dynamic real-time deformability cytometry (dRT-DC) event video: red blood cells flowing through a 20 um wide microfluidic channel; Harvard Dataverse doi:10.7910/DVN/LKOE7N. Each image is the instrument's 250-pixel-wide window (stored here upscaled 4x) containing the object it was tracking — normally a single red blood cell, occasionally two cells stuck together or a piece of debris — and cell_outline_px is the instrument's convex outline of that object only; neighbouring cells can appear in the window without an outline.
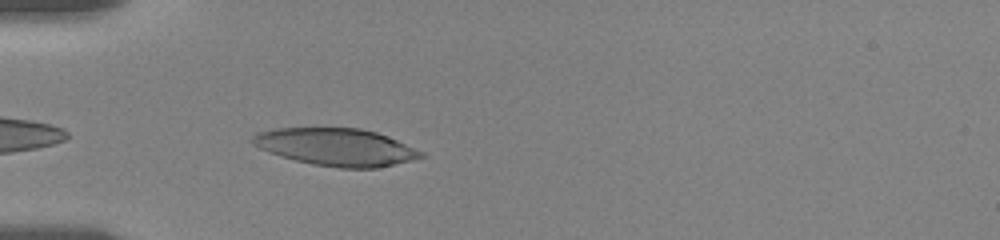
{"species": "human", "species_latin": "Homo sapiens", "temperature_condition": "room temperature", "stored_images_in_passage": 9, "camera_frame_rate_fps": 3000, "um_per_image_px": 0.085, "donor": {"sex": "female"}, "frame": {"image": 1, "passage_image": 7, "time_ms": 4.333, "image_size_px": [1000, 240], "cell_outline_px": [[424, 156], [376, 168], [340, 168], [312, 164], [280, 156], [268, 152], [252, 144], [252, 136], [256, 132], [276, 128], [360, 128], [376, 132], [396, 140], [424, 152]], "centroid_in_image_um": [28.51, 12.49], "position_along_channel_um": 56.5, "area_um2": 36.36}}
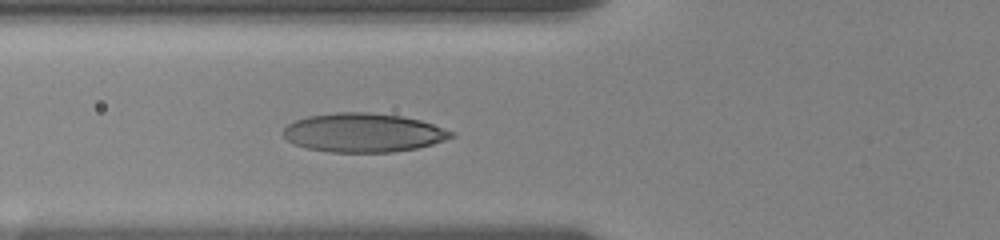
{"frame": {"image": 2, "passage_image": 9, "time_ms": 5.667, "image_size_px": [1000, 240], "cell_outline_px": [[456, 136], [432, 144], [416, 148], [392, 152], [328, 152], [308, 148], [296, 144], [288, 140], [284, 136], [284, 128], [288, 124], [296, 120], [308, 116], [336, 112], [368, 112], [400, 116], [420, 120], [456, 132]], "centroid_in_image_um": [30.91, 11.27], "position_along_channel_um": 94.9, "area_um2": 37.92}}